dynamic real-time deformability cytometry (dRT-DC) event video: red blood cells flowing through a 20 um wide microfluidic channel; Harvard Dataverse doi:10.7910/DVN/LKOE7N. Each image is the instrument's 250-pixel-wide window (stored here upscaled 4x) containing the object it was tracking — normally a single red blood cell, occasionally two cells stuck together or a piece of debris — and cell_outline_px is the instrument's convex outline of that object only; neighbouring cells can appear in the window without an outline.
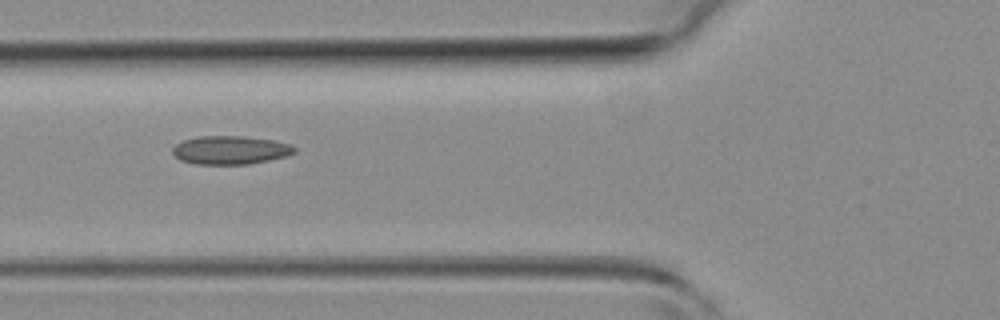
{"species": "common noctule bat (a hibernating species)", "species_latin": "Nyctalus noctula", "temperature_condition": "room temperature", "stored_images_in_passage": 7, "camera_frame_rate_fps": 3000, "um_per_image_px": 0.085, "animal": {"sex": "female", "body_mass_g": 19.3, "forearm_length_mm": 54.1}, "frame": {"image": 1, "passage_image": 7, "time_ms": 8.0, "image_size_px": [1000, 320], "cell_outline_px": [[296, 152], [288, 156], [248, 164], [196, 164], [180, 160], [172, 152], [172, 148], [176, 144], [184, 140], [200, 136], [244, 136], [272, 140], [292, 144], [296, 148]], "centroid_in_image_um": [19.61, 12.75], "position_along_channel_um": 106.2, "area_um2": 20.23}}